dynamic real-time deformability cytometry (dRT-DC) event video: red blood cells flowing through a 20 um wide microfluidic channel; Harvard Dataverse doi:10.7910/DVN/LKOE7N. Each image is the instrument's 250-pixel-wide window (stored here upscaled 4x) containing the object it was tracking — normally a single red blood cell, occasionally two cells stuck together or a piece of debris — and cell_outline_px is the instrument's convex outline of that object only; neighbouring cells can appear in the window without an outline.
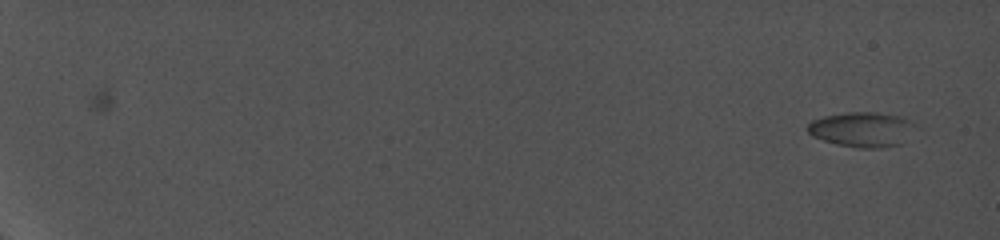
{"species": "common noctule bat (a hibernating species)", "species_latin": "Nyctalus noctula", "temperature_condition": "cold", "stored_images_in_passage": 12, "camera_frame_rate_fps": 5000, "um_per_image_px": 0.085, "animal": {"sex": "female", "body_mass_g": 19.0, "forearm_length_mm": 56.7}, "frame": {"image": 1, "passage_image": 1, "time_ms": 0.0, "image_size_px": [1000, 240], "cell_outline_px": [[916, 124], [900, 144], [880, 148], [860, 148], [836, 144], [812, 136], [804, 128], [812, 120], [824, 116], [848, 112], [876, 112], [900, 116]], "centroid_in_image_um": [73.21, 10.99], "position_along_channel_um": 11.8, "area_um2": 21.73}}
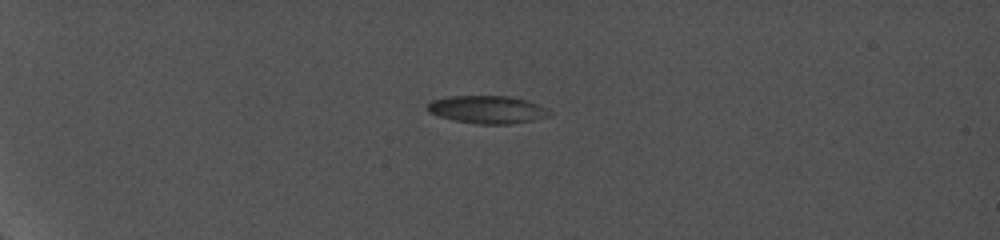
{"frame": {"image": 2, "passage_image": 7, "time_ms": 5.4, "image_size_px": [1000, 240], "cell_outline_px": [[552, 112], [548, 116], [532, 120], [512, 124], [476, 124], [456, 120], [440, 116], [428, 112], [428, 104], [432, 100], [448, 96], [508, 96], [524, 100], [548, 108]], "centroid_in_image_um": [41.43, 9.31], "position_along_channel_um": 43.6, "area_um2": 19.54}}
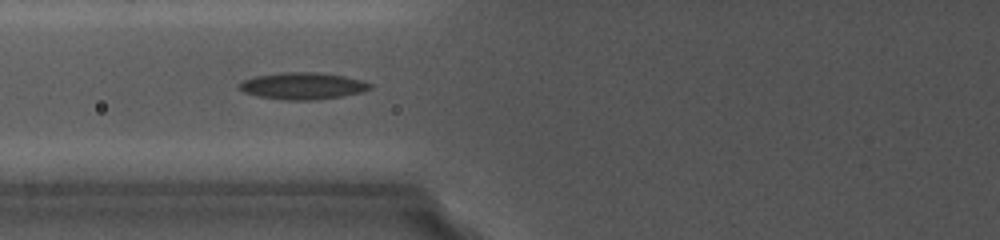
{"frame": {"image": 3, "passage_image": 11, "time_ms": 9.0, "image_size_px": [1000, 240], "cell_outline_px": [[372, 88], [364, 92], [340, 96], [312, 100], [280, 100], [256, 96], [244, 92], [236, 84], [244, 80], [256, 76], [280, 72], [320, 72], [344, 76], [364, 80], [372, 84]], "centroid_in_image_um": [25.74, 7.3], "position_along_channel_um": 100.1, "area_um2": 20.69}}